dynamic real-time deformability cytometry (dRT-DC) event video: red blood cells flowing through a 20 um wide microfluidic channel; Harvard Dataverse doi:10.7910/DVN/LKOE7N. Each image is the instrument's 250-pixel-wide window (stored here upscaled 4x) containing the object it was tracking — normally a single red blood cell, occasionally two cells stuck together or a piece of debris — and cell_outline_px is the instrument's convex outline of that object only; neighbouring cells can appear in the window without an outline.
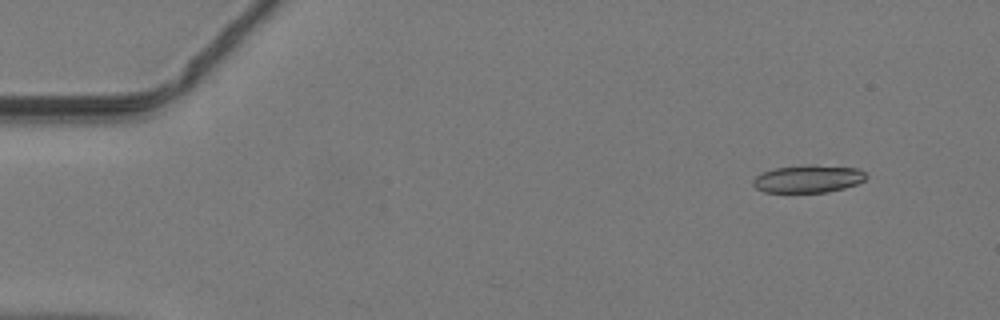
{"species": "common noctule bat (a hibernating species)", "species_latin": "Nyctalus noctula", "temperature_condition": "warm", "stored_images_in_passage": 5, "camera_frame_rate_fps": 3000, "um_per_image_px": 0.085, "animal": {"sex": "male", "body_mass_g": 19.2, "forearm_length_mm": 51.8}, "frame": {"image": 1, "passage_image": 2, "time_ms": 0.333, "image_size_px": [1000, 320], "cell_outline_px": [[868, 176], [864, 180], [856, 184], [844, 188], [828, 192], [764, 192], [756, 188], [752, 184], [752, 180], [756, 176], [764, 172], [776, 168], [808, 164], [816, 164], [860, 168]], "centroid_in_image_um": [68.72, 15.19], "position_along_channel_um": 16.3, "area_um2": 18.38}}